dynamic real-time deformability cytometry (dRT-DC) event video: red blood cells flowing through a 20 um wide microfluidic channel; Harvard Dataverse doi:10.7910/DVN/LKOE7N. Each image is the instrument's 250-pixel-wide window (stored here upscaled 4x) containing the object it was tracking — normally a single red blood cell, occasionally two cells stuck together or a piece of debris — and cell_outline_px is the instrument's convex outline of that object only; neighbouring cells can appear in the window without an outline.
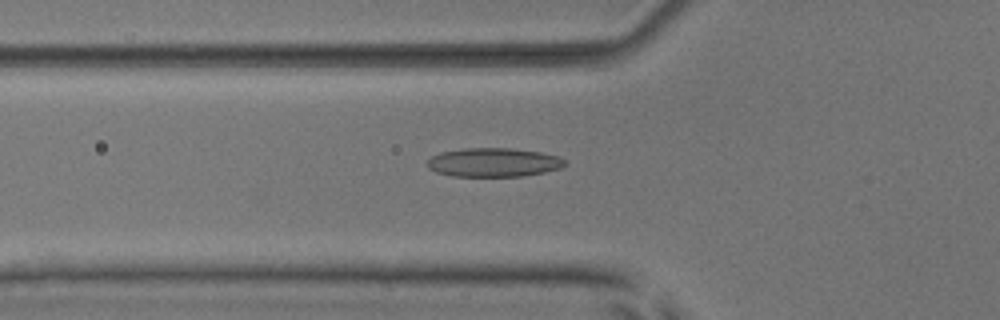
{"species": "common noctule bat (a hibernating species)", "species_latin": "Nyctalus noctula", "temperature_condition": "room temperature", "stored_images_in_passage": 40, "camera_frame_rate_fps": 3000, "um_per_image_px": 0.085, "animal": {"sex": "male", "body_mass_g": 17.9, "forearm_length_mm": 54.2}, "frame": {"image": 1, "passage_image": 6, "time_ms": 1.667, "image_size_px": [1000, 320], "cell_outline_px": [[568, 164], [560, 168], [544, 172], [520, 176], [452, 176], [436, 172], [428, 168], [428, 160], [432, 156], [440, 152], [464, 148], [512, 148], [540, 152], [556, 156], [564, 160]], "centroid_in_image_um": [41.94, 13.8], "position_along_channel_um": 83.9, "area_um2": 23.06}}
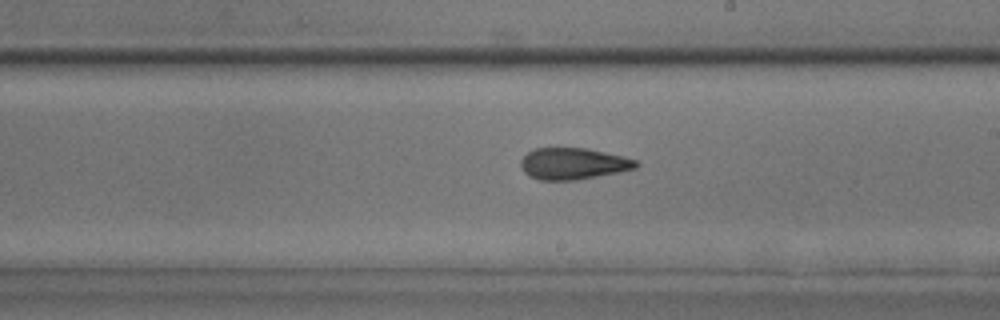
{"frame": {"image": 2, "passage_image": 18, "time_ms": 5.667, "image_size_px": [1000, 320], "cell_outline_px": [[640, 164], [636, 168], [620, 172], [576, 180], [540, 180], [528, 176], [524, 172], [520, 164], [520, 160], [528, 152], [536, 148], [588, 148], [624, 156], [636, 160]], "centroid_in_image_um": [48.73, 13.91], "position_along_channel_um": 240.3, "area_um2": 21.33}}
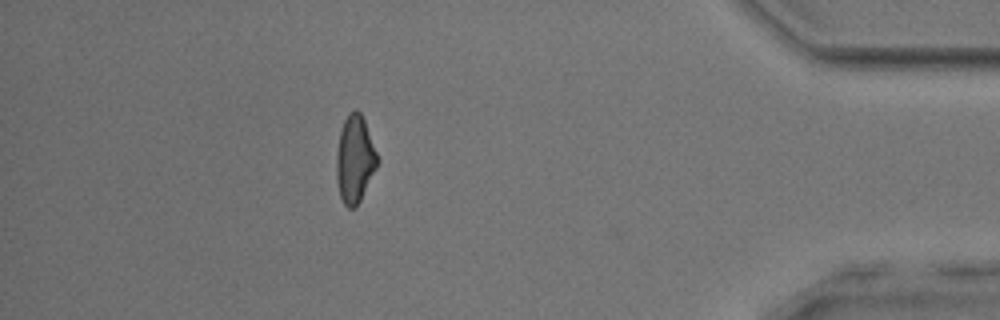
{"frame": {"image": 3, "passage_image": 34, "time_ms": 11.0, "image_size_px": [1000, 320], "cell_outline_px": [[380, 160], [356, 208], [348, 208], [344, 204], [340, 196], [336, 180], [336, 152], [340, 132], [344, 120], [348, 112], [356, 108], [360, 112], [364, 120]], "centroid_in_image_um": [30.15, 13.52], "position_along_channel_um": 405.1, "area_um2": 20.92}, "authors_computed_cell_mechanics": {"area_um2": 21.097, "velocity_mm_per_s": 3.9154, "shape_relaxation_time_tau1_ms": 5.6387, "shape_relaxation_time_tau2_ms": 2.3778, "deformation_change_tau1": 0.1518, "deformation_change_tau2": 0.0967}}